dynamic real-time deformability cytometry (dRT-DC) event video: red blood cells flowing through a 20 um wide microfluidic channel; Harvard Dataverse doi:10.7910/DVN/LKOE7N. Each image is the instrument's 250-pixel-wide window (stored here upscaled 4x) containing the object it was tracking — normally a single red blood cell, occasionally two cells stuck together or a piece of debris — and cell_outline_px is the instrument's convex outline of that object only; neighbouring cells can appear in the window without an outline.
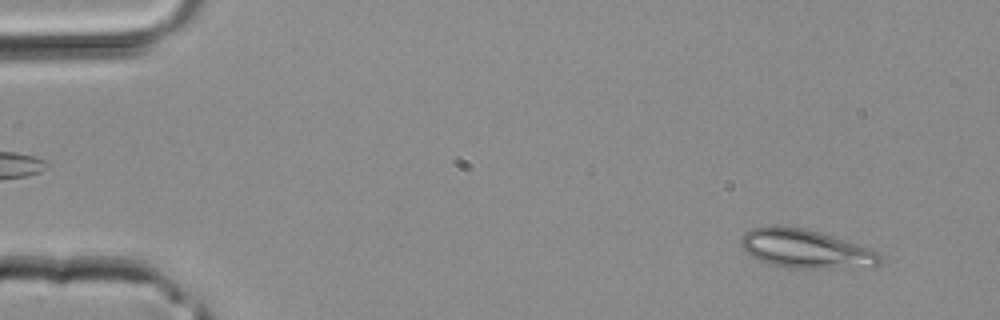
{"species": "common noctule bat (a hibernating species)", "species_latin": "Nyctalus noctula", "temperature_condition": "room temperature", "stored_images_in_passage": 38, "camera_frame_rate_fps": 3000, "um_per_image_px": 0.085, "animal": {"sex": "male", "body_mass_g": 20.4}, "frame": {"image": 1, "passage_image": 3, "time_ms": 0.667, "image_size_px": [1000, 320], "cell_outline_px": [[880, 264], [872, 268], [788, 268], [772, 264], [760, 260], [744, 252], [740, 244], [740, 236], [744, 232], [752, 228], [764, 224], [780, 224], [804, 228], [820, 232], [872, 248], [880, 256]], "centroid_in_image_um": [68.45, 21.13], "position_along_channel_um": 16.6, "area_um2": 32.19}}
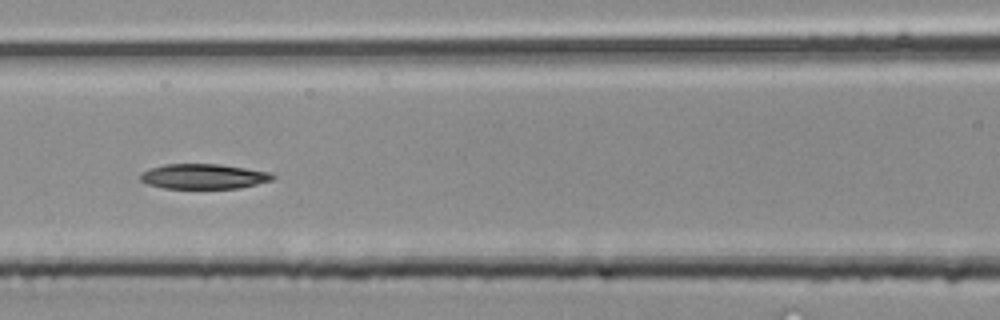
{"frame": {"image": 2, "passage_image": 17, "time_ms": 5.333, "image_size_px": [1000, 320], "cell_outline_px": [[276, 176], [272, 180], [240, 188], [164, 188], [148, 184], [140, 180], [140, 176], [144, 172], [152, 168], [164, 164], [220, 164], [272, 172]], "centroid_in_image_um": [17.35, 14.99], "position_along_channel_um": 149.2, "area_um2": 19.19}}
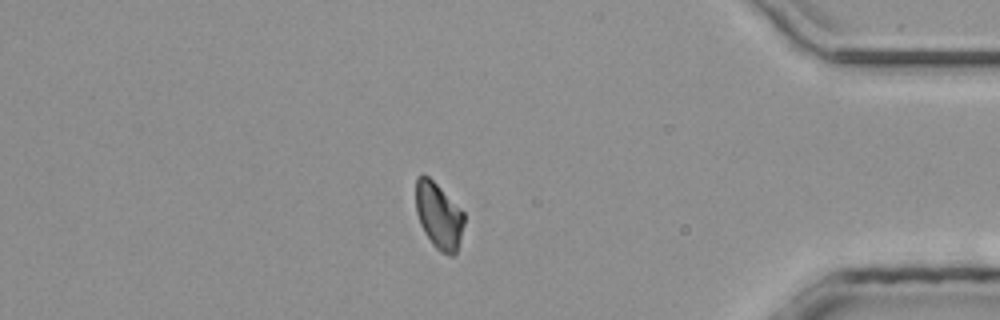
{"frame": {"image": 3, "passage_image": 33, "time_ms": 10.667, "image_size_px": [1000, 320], "cell_outline_px": [[464, 224], [456, 256], [448, 256], [440, 252], [432, 244], [424, 232], [420, 224], [416, 212], [416, 176], [420, 172], [424, 172], [464, 212]], "centroid_in_image_um": [37.28, 18.35], "position_along_channel_um": 397.9, "area_um2": 18.84}}